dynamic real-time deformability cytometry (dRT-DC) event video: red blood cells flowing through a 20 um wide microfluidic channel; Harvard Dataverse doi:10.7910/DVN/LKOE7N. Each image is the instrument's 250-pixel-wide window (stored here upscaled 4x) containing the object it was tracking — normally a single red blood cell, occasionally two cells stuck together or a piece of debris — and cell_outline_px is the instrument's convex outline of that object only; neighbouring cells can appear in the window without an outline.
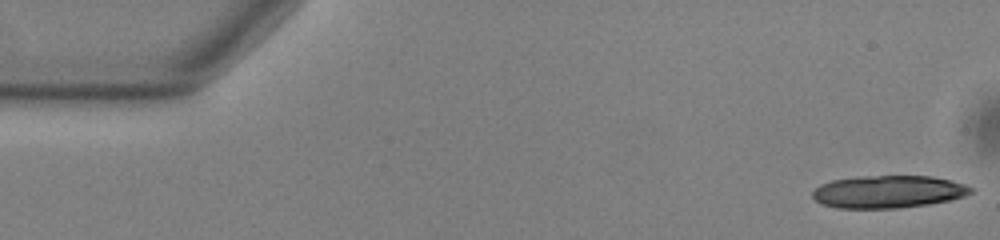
{"species": "common noctule bat (a hibernating species)", "species_latin": "Nyctalus noctula", "temperature_condition": "warm", "stored_images_in_passage": 54, "segment_of_instrument_passage": [1, 2], "camera_frame_rate_fps": 3000, "um_per_image_px": 0.085, "animal": {"sex": "male", "body_mass_g": 13.0, "forearm_length_mm": 53.1}, "frame": {"image": 1, "passage_image": 1, "time_ms": 0.0, "image_size_px": [1000, 240], "cell_outline_px": [[976, 188], [972, 192], [964, 196], [948, 200], [928, 204], [900, 208], [836, 208], [820, 204], [812, 196], [812, 192], [820, 184], [832, 180], [860, 176], [932, 176], [952, 180]], "centroid_in_image_um": [75.5, 16.29], "position_along_channel_um": 9.5, "area_um2": 30.17}}